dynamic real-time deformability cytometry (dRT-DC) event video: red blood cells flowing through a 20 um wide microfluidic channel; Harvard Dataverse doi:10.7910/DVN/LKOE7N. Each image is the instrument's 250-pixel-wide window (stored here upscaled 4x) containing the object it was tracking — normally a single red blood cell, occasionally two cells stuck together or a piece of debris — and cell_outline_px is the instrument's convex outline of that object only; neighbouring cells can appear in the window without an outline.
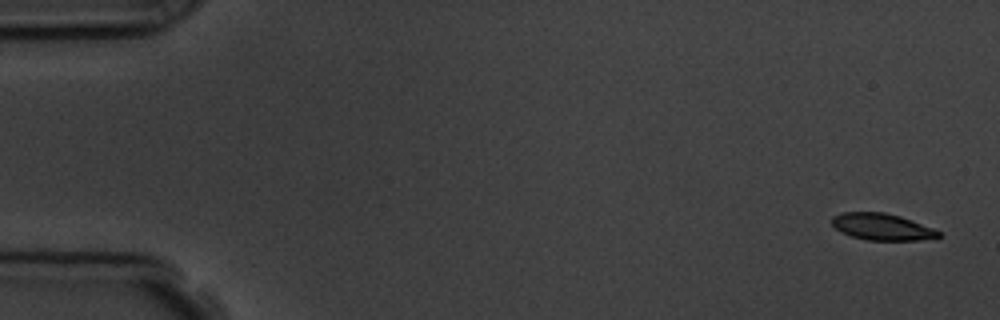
{"species": "common noctule bat (a hibernating species)", "species_latin": "Nyctalus noctula", "temperature_condition": "room temperature", "stored_images_in_passage": 5, "camera_frame_rate_fps": 3000, "um_per_image_px": 0.085, "animal": {"sex": "male", "body_mass_g": 19.5, "forearm_length_mm": 54.6}, "frame": {"image": 1, "passage_image": 1, "time_ms": 0.0, "image_size_px": [1000, 320], "cell_outline_px": [[940, 236], [916, 240], [868, 240], [852, 236], [840, 232], [832, 224], [832, 216], [844, 212], [884, 212], [900, 216], [932, 228], [940, 232]], "centroid_in_image_um": [74.92, 19.27], "position_along_channel_um": 10.1, "area_um2": 16.3}}
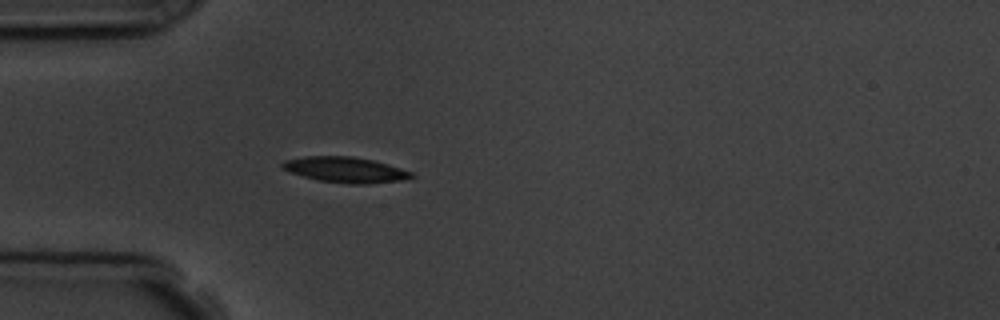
{"frame": {"image": 2, "passage_image": 5, "time_ms": 4.667, "image_size_px": [1000, 320], "cell_outline_px": [[416, 176], [400, 180], [368, 184], [348, 184], [316, 180], [288, 172], [280, 164], [284, 160], [304, 156], [352, 156], [372, 160], [388, 164], [412, 172]], "centroid_in_image_um": [29.32, 14.43], "position_along_channel_um": 55.7, "area_um2": 19.31}}